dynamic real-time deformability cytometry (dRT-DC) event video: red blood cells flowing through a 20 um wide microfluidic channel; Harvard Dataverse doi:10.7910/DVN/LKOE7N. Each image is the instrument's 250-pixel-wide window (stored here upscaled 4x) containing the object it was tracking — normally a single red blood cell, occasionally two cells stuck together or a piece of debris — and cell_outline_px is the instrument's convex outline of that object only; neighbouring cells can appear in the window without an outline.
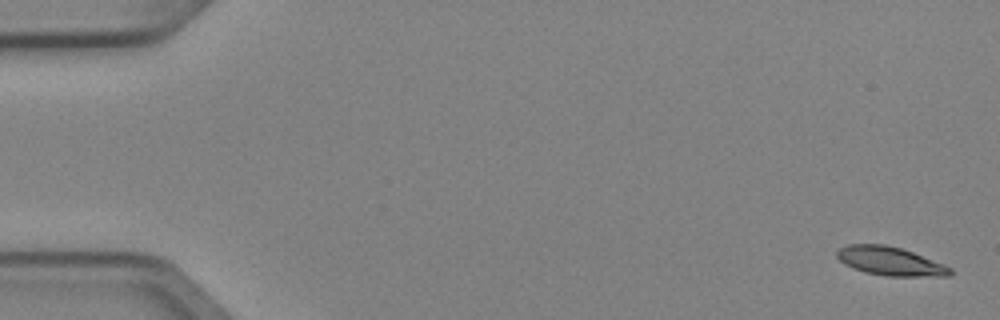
{"species": "Egyptian fruit bat (a non-hibernating species)", "species_latin": "Rousettus aegyptiacus", "temperature_condition": "cold", "stored_images_in_passage": 4, "camera_frame_rate_fps": 3000, "um_per_image_px": 0.085, "animal": {"sex": "female"}, "frame": {"image": 1, "passage_image": 1, "time_ms": 0.0, "image_size_px": [1000, 320], "cell_outline_px": [[952, 276], [888, 276], [868, 272], [852, 268], [844, 264], [836, 256], [836, 252], [840, 248], [848, 244], [884, 244], [900, 248], [912, 252], [944, 264], [952, 268]], "centroid_in_image_um": [75.67, 22.2], "position_along_channel_um": 9.3, "area_um2": 18.79}}
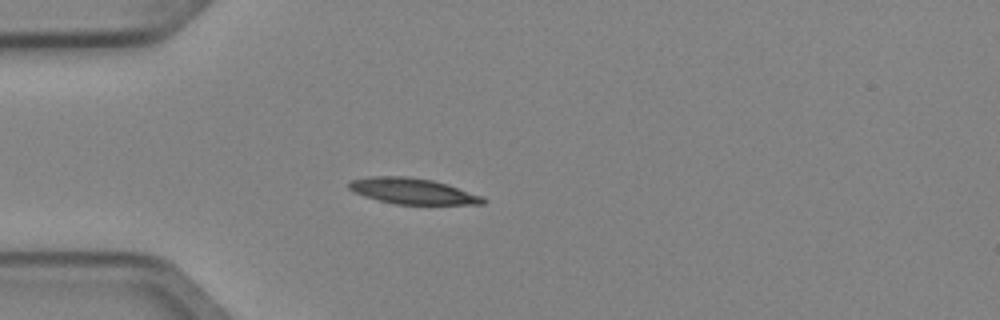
{"frame": {"image": 2, "passage_image": 4, "time_ms": 1.0, "image_size_px": [1000, 320], "cell_outline_px": [[488, 200], [484, 204], [396, 204], [364, 196], [352, 192], [348, 188], [348, 184], [352, 180], [372, 176], [408, 176], [432, 180], [448, 184], [484, 196]], "centroid_in_image_um": [35.11, 16.24], "position_along_channel_um": 49.9, "area_um2": 20.29}}